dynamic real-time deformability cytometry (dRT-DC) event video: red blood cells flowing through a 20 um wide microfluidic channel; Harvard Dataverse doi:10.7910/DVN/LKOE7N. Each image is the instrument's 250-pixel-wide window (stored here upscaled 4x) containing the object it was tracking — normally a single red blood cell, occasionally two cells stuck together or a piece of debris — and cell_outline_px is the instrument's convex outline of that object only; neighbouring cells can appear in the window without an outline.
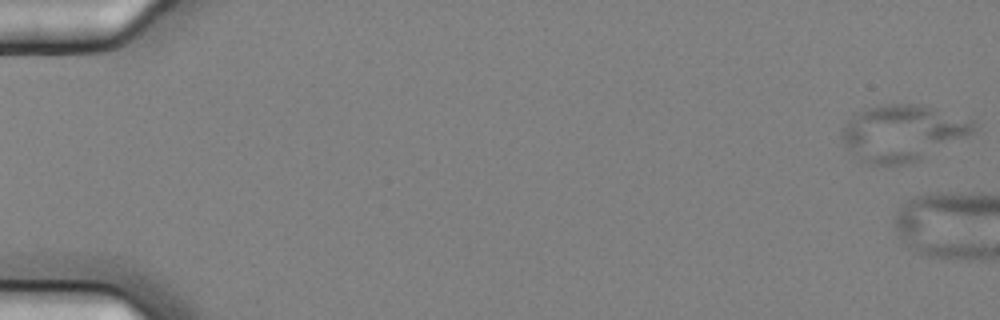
{"species": "common noctule bat (a hibernating species)", "species_latin": "Nyctalus noctula", "temperature_condition": "cold", "stored_images_in_passage": 3, "camera_frame_rate_fps": 3000, "um_per_image_px": 0.085, "animal": {"sex": "female", "body_mass_g": 25.1}, "frame": {"image": 1, "passage_image": 1, "time_ms": 0.0, "image_size_px": [1000, 320], "cell_outline_px": [[980, 124], [976, 132], [920, 160], [908, 164], [868, 164], [860, 160], [844, 144], [840, 136], [840, 132], [844, 124], [856, 112], [868, 108], [888, 104], [920, 104], [976, 120]], "centroid_in_image_um": [76.77, 11.29], "position_along_channel_um": 8.2, "area_um2": 43.52}}